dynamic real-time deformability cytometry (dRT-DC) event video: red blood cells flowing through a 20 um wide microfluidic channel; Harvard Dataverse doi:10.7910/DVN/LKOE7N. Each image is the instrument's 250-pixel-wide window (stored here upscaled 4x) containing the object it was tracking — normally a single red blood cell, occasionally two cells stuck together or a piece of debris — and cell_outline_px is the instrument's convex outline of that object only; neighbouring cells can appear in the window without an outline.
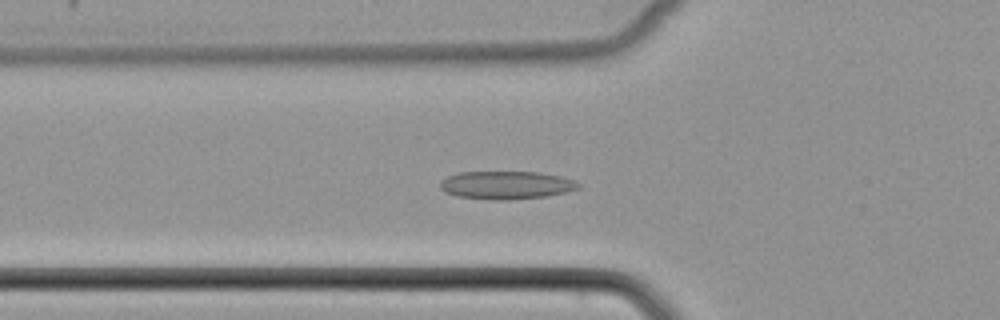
{"species": "common noctule bat (a hibernating species)", "species_latin": "Nyctalus noctula", "temperature_condition": "cold", "stored_images_in_passage": 52, "camera_frame_rate_fps": 3000, "um_per_image_px": 0.085, "animal": {"sex": "female", "body_mass_g": 22.7, "forearm_length_mm": 54.2}, "frame": {"image": 1, "passage_image": 19, "time_ms": 6.0, "image_size_px": [1000, 320], "cell_outline_px": [[580, 188], [564, 192], [544, 196], [508, 200], [496, 200], [456, 196], [444, 192], [440, 188], [440, 180], [448, 176], [460, 172], [540, 172], [560, 176], [572, 180], [580, 184]], "centroid_in_image_um": [42.99, 15.73], "position_along_channel_um": 82.8, "area_um2": 22.48}}
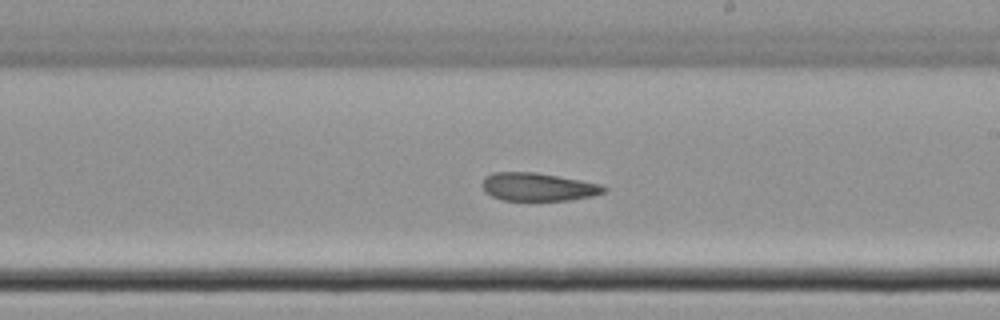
{"frame": {"image": 2, "passage_image": 31, "time_ms": 10.0, "image_size_px": [1000, 320], "cell_outline_px": [[608, 188], [604, 192], [592, 196], [568, 200], [504, 200], [492, 196], [480, 184], [484, 176], [492, 172], [536, 172], [580, 180], [600, 184]], "centroid_in_image_um": [45.71, 15.87], "position_along_channel_um": 243.3, "area_um2": 19.83}}
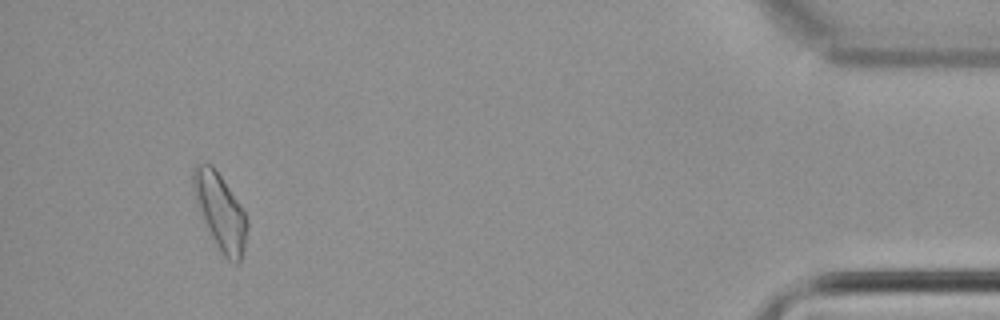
{"frame": {"image": 3, "passage_image": 49, "time_ms": 16.0, "image_size_px": [1000, 320], "cell_outline_px": [[248, 228], [244, 248], [240, 260], [236, 264], [228, 260], [220, 252], [200, 212], [192, 192], [192, 168], [196, 164], [212, 164], [240, 204], [248, 220]], "centroid_in_image_um": [18.71, 17.97], "position_along_channel_um": 416.5, "area_um2": 23.7}}